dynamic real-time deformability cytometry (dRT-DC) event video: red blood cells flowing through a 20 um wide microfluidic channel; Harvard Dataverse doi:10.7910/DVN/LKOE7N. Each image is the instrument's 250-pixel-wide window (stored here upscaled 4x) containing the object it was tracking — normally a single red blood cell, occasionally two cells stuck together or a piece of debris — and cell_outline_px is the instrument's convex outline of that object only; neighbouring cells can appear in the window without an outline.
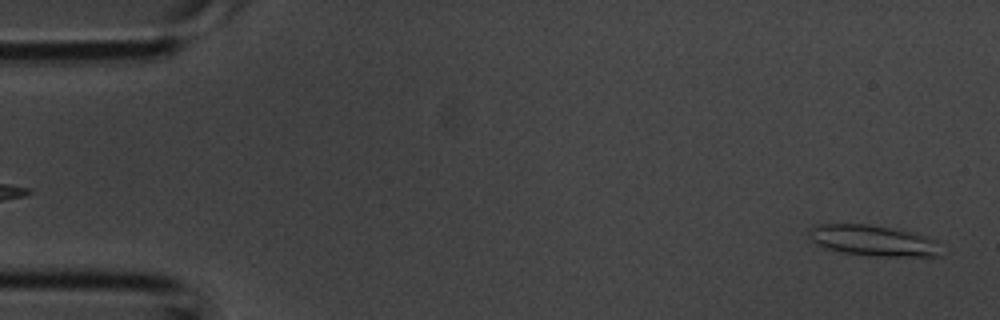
{"species": "common noctule bat (a hibernating species)", "species_latin": "Nyctalus noctula", "temperature_condition": "room temperature", "stored_images_in_passage": 37, "camera_frame_rate_fps": 3000, "um_per_image_px": 0.085, "animal": {"sex": "male", "body_mass_g": 20.1, "forearm_length_mm": 53.5}, "frame": {"image": 1, "passage_image": 1, "time_ms": 0.0, "image_size_px": [1000, 320], "cell_outline_px": [[940, 256], [872, 256], [844, 252], [828, 248], [812, 240], [808, 236], [808, 232], [812, 228], [820, 224], [868, 224], [912, 232], [936, 240]], "centroid_in_image_um": [74.22, 20.44], "position_along_channel_um": 10.8, "area_um2": 23.18}}
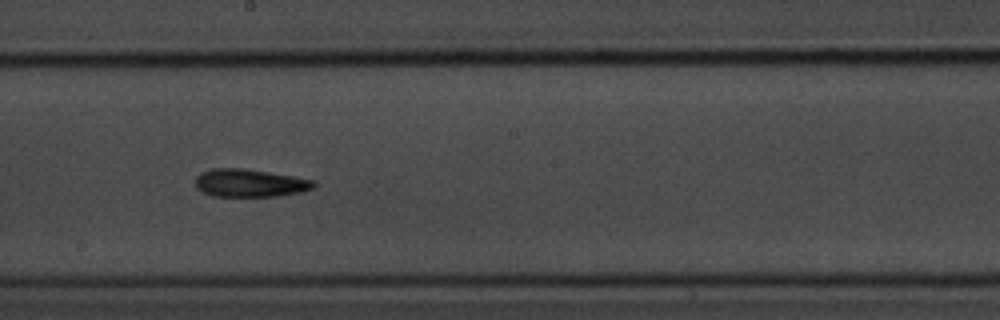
{"frame": {"image": 2, "passage_image": 20, "time_ms": 6.333, "image_size_px": [1000, 320], "cell_outline_px": [[316, 188], [300, 192], [276, 196], [212, 196], [204, 192], [196, 184], [196, 176], [212, 168], [244, 168], [316, 180]], "centroid_in_image_um": [21.29, 15.55], "position_along_channel_um": 226.9, "area_um2": 19.07}}
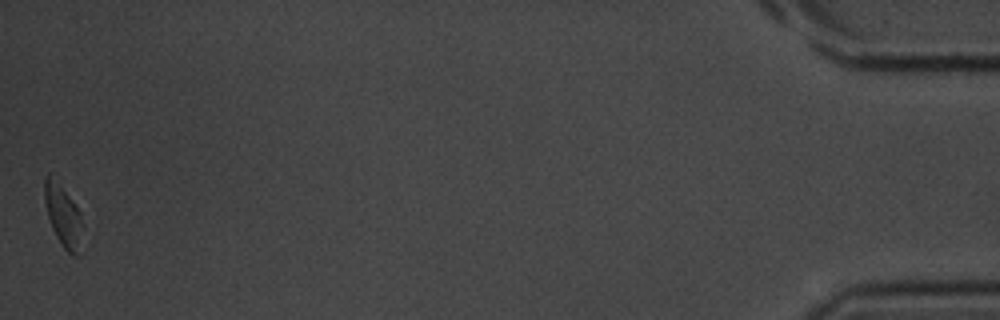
{"frame": {"image": 3, "passage_image": 37, "time_ms": 12.0, "image_size_px": [1000, 320], "cell_outline_px": [[84, 224], [80, 256], [72, 256], [64, 248], [56, 236], [52, 228], [48, 216], [44, 200], [44, 180], [48, 172], [68, 196], [80, 212]], "centroid_in_image_um": [5.4, 18.43], "position_along_channel_um": 429.8, "area_um2": 13.76}}